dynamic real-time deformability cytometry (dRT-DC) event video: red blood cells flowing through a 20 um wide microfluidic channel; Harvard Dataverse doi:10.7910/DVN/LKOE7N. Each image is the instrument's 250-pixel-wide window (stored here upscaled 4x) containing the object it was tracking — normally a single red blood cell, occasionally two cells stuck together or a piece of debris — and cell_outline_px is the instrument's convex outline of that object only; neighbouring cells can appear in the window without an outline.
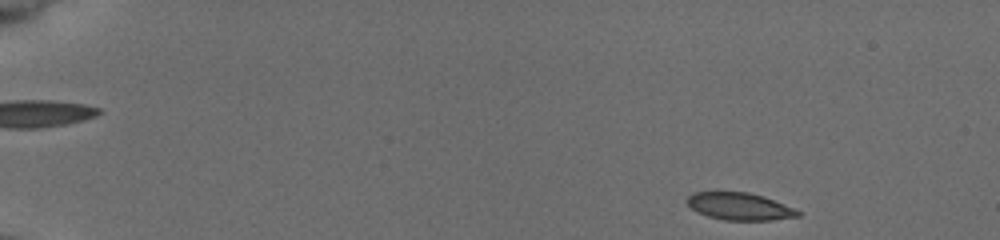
{"species": "common noctule bat (a hibernating species)", "species_latin": "Nyctalus noctula", "temperature_condition": "cold", "stored_images_in_passage": 14, "camera_frame_rate_fps": 3000, "um_per_image_px": 0.085, "animal": {"sex": "female", "body_mass_g": 19.5, "forearm_length_mm": 54.1}, "frame": {"image": 1, "passage_image": 2, "time_ms": 0.333, "image_size_px": [1000, 240], "cell_outline_px": [[800, 216], [772, 220], [724, 220], [708, 216], [692, 208], [684, 200], [692, 192], [748, 192], [764, 196], [792, 208], [800, 212]], "centroid_in_image_um": [62.83, 17.54], "position_along_channel_um": 22.2, "area_um2": 17.46}}
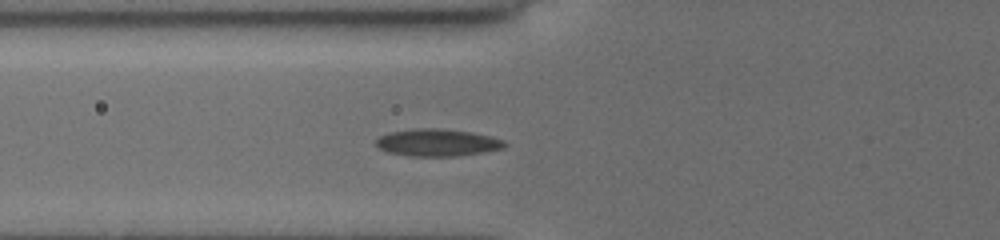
{"frame": {"image": 2, "passage_image": 14, "time_ms": 4.333, "image_size_px": [1000, 240], "cell_outline_px": [[508, 144], [504, 148], [484, 152], [456, 156], [408, 156], [388, 152], [380, 148], [376, 144], [376, 140], [380, 136], [388, 132], [412, 128], [440, 128], [472, 132], [504, 140]], "centroid_in_image_um": [37.17, 12.11], "position_along_channel_um": 88.6, "area_um2": 20.52}}